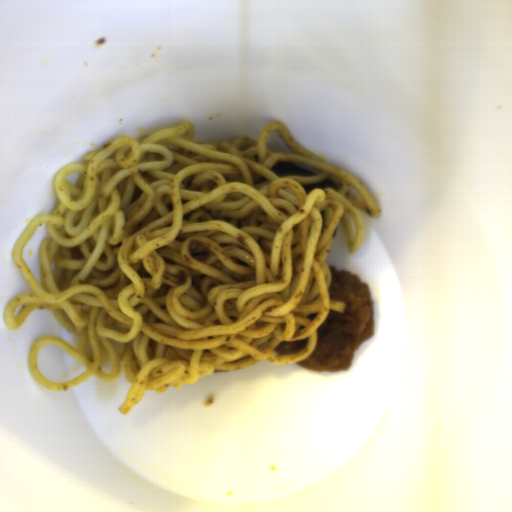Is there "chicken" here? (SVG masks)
<instances>
[{
	"label": "chicken",
	"instance_id": "obj_2",
	"mask_svg": "<svg viewBox=\"0 0 512 512\" xmlns=\"http://www.w3.org/2000/svg\"><path fill=\"white\" fill-rule=\"evenodd\" d=\"M308 337L303 340L297 341H281L278 346L274 349L278 356H288L293 353L301 351L307 344Z\"/></svg>",
	"mask_w": 512,
	"mask_h": 512
},
{
	"label": "chicken",
	"instance_id": "obj_1",
	"mask_svg": "<svg viewBox=\"0 0 512 512\" xmlns=\"http://www.w3.org/2000/svg\"><path fill=\"white\" fill-rule=\"evenodd\" d=\"M332 277L329 299L342 302V312L329 310L317 328L316 346L309 357L295 361L316 372H343L351 368L356 351L374 334L375 303L369 283L348 270L328 264Z\"/></svg>",
	"mask_w": 512,
	"mask_h": 512
}]
</instances>
